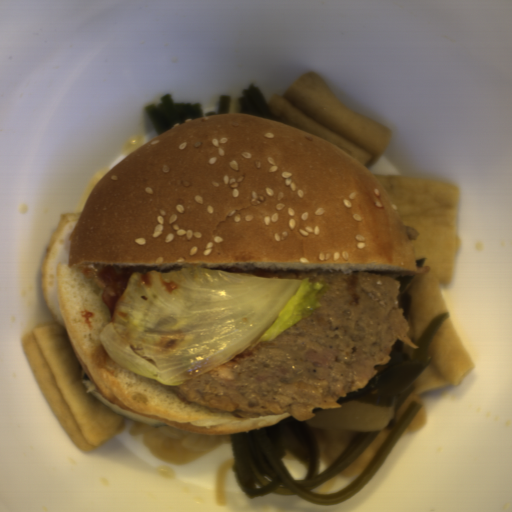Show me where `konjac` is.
Listing matches in <instances>:
<instances>
[{"instance_id": "1", "label": "konjac", "mask_w": 512, "mask_h": 512, "mask_svg": "<svg viewBox=\"0 0 512 512\" xmlns=\"http://www.w3.org/2000/svg\"><path fill=\"white\" fill-rule=\"evenodd\" d=\"M130 433L144 438L152 454L165 463L184 465L212 449L232 445L230 434H194L141 415Z\"/></svg>"}]
</instances>
